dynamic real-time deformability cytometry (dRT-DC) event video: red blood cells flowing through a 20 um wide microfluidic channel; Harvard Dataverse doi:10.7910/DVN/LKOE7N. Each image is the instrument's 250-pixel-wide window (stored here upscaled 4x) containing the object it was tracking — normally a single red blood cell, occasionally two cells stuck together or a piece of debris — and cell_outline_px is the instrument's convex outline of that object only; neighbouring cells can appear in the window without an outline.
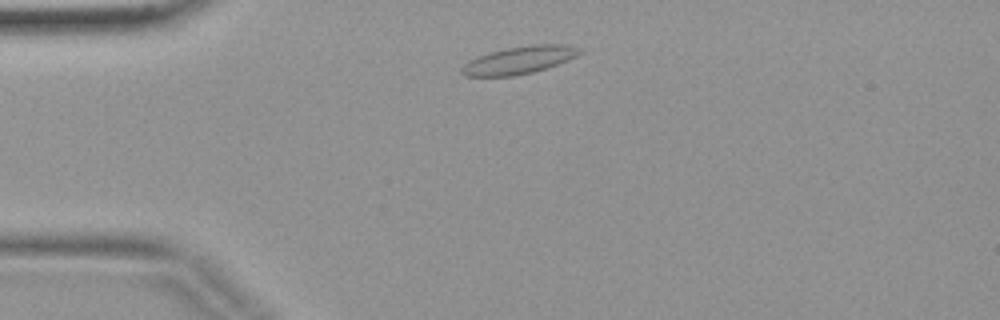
{"species": "common noctule bat (a hibernating species)", "species_latin": "Nyctalus noctula", "temperature_condition": "warm", "stored_images_in_passage": 2, "camera_frame_rate_fps": 3000, "um_per_image_px": 0.085, "animal": {"sex": "female", "body_mass_g": 19.9}, "frame": {"image": 1, "passage_image": 1, "time_ms": 0.0, "image_size_px": [1000, 320], "cell_outline_px": [[584, 52], [568, 60], [532, 72], [516, 76], [464, 76], [460, 72], [460, 68], [468, 60], [476, 56], [488, 52], [508, 48], [532, 44], [568, 44], [584, 48]], "centroid_in_image_um": [44.14, 5.09], "position_along_channel_um": 40.9, "area_um2": 19.19}}